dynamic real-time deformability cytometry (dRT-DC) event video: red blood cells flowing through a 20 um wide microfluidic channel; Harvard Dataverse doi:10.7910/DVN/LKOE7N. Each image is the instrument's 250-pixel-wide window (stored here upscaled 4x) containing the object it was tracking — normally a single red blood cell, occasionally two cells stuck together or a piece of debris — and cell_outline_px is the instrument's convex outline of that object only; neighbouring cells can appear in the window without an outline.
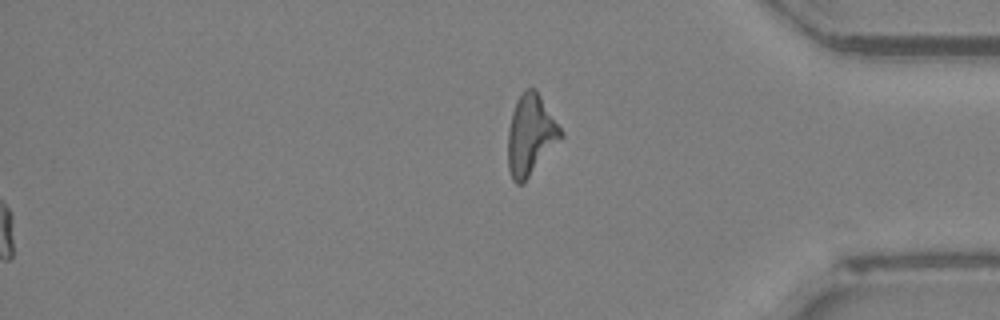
{"species": "Egyptian fruit bat (a non-hibernating species)", "species_latin": "Rousettus aegyptiacus", "temperature_condition": "room temperature", "stored_images_in_passage": 52, "segment_of_instrument_passage": [2, 2], "camera_frame_rate_fps": 3000, "um_per_image_px": 0.085, "animal": {"sex": "female"}, "frame": {"image": 1, "passage_image": 52, "time_ms": 17.0, "image_size_px": [1000, 320], "cell_outline_px": [[564, 136], [524, 184], [516, 184], [512, 180], [508, 168], [508, 128], [512, 112], [516, 100], [528, 88], [536, 88], [564, 132]], "centroid_in_image_um": [45.11, 11.51], "position_along_channel_um": 390.1, "area_um2": 25.14}}